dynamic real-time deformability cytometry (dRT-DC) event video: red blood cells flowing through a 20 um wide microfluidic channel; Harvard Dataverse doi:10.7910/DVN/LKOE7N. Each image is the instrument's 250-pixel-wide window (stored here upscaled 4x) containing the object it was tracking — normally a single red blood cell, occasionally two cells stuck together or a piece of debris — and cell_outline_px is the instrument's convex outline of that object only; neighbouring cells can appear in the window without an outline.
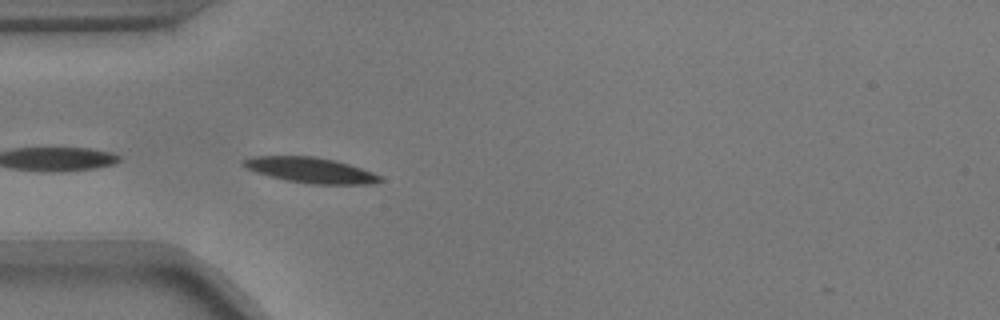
{"species": "common noctule bat (a hibernating species)", "species_latin": "Nyctalus noctula", "temperature_condition": "warm", "stored_images_in_passage": 6, "camera_frame_rate_fps": 3000, "um_per_image_px": 0.085, "animal": {"sex": "male", "body_mass_g": 17.9}, "frame": {"image": 1, "passage_image": 2, "time_ms": 0.333, "image_size_px": [1000, 320], "cell_outline_px": [[384, 180], [372, 184], [312, 184], [284, 180], [268, 176], [256, 172], [240, 164], [244, 160], [256, 156], [312, 156], [336, 160], [372, 172], [380, 176]], "centroid_in_image_um": [26.4, 14.47], "position_along_channel_um": 58.6, "area_um2": 20.17}}